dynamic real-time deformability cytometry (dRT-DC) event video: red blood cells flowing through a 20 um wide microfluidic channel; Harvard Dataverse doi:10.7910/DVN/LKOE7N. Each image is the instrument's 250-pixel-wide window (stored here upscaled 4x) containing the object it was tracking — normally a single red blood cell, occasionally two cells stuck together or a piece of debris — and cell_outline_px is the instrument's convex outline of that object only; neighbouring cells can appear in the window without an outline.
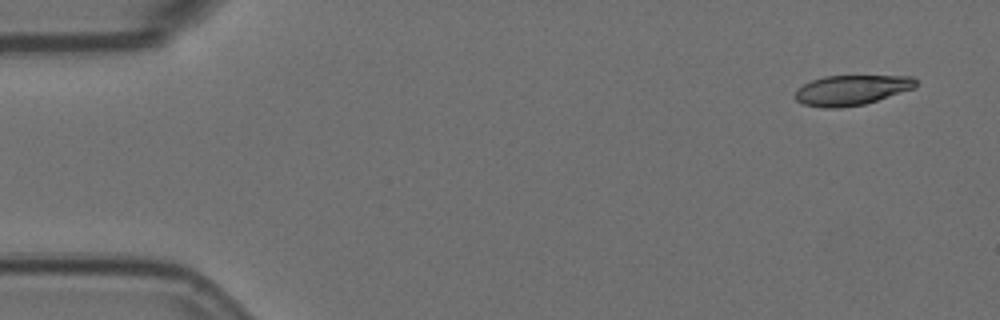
{"species": "Egyptian fruit bat (a non-hibernating species)", "species_latin": "Rousettus aegyptiacus", "temperature_condition": "room temperature", "stored_images_in_passage": 4, "camera_frame_rate_fps": 3000, "um_per_image_px": 0.085, "animal": {"sex": "female"}, "frame": {"image": 1, "passage_image": 1, "time_ms": 0.0, "image_size_px": [1000, 320], "cell_outline_px": [[916, 88], [864, 104], [840, 108], [824, 108], [804, 104], [796, 100], [796, 92], [804, 84], [812, 80], [824, 76], [912, 76], [916, 80]], "centroid_in_image_um": [72.41, 7.66], "position_along_channel_um": 12.6, "area_um2": 20.98}}
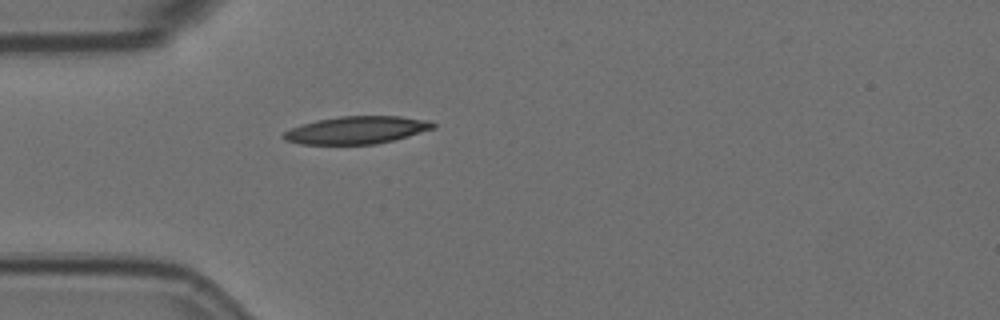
{"frame": {"image": 2, "passage_image": 4, "time_ms": 1.0, "image_size_px": [1000, 320], "cell_outline_px": [[436, 124], [432, 128], [408, 136], [376, 144], [300, 144], [284, 140], [280, 136], [284, 132], [300, 124], [316, 120], [340, 116], [400, 116], [432, 120]], "centroid_in_image_um": [30.28, 11.05], "position_along_channel_um": 54.7, "area_um2": 24.04}}